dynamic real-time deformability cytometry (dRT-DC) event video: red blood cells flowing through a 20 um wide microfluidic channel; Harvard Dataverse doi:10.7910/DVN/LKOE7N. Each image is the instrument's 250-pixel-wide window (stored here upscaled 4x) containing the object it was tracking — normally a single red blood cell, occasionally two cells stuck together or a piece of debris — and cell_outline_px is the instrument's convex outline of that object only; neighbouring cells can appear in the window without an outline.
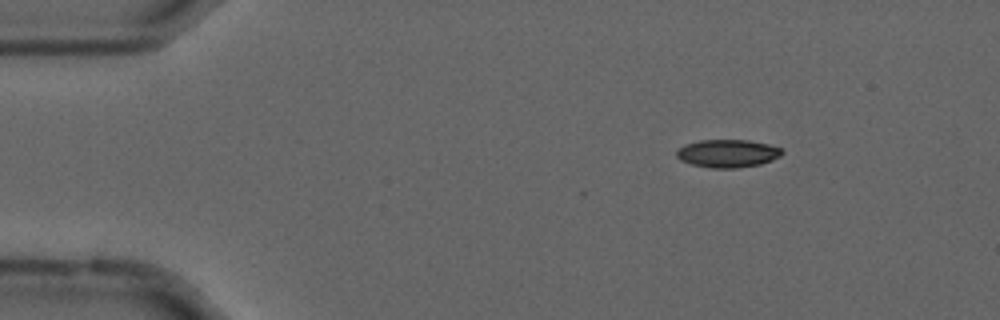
{"species": "common noctule bat (a hibernating species)", "species_latin": "Nyctalus noctula", "temperature_condition": "cold", "stored_images_in_passage": 48, "camera_frame_rate_fps": 3000, "um_per_image_px": 0.085, "animal": {"sex": "male", "forearm_length_mm": 52.5}, "frame": {"image": 1, "passage_image": 1, "time_ms": 0.0, "image_size_px": [1000, 320], "cell_outline_px": [[784, 152], [780, 156], [772, 160], [760, 164], [736, 168], [712, 168], [692, 164], [680, 160], [676, 156], [676, 152], [684, 144], [700, 140], [748, 140], [768, 144], [784, 148]], "centroid_in_image_um": [61.87, 13.03], "position_along_channel_um": 23.1, "area_um2": 17.22}}
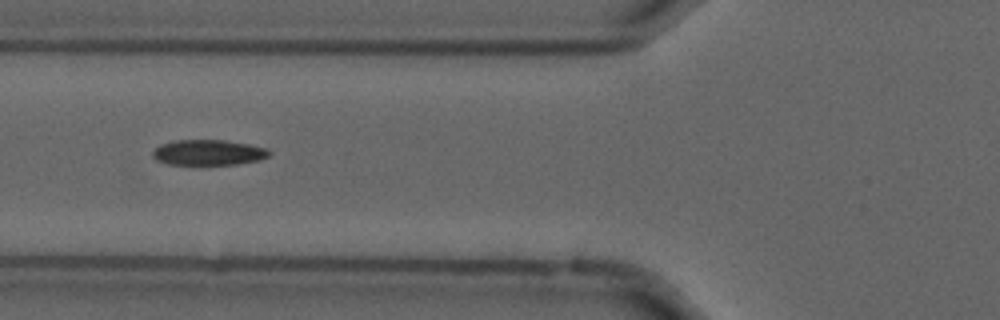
{"frame": {"image": 2, "passage_image": 14, "time_ms": 4.333, "image_size_px": [1000, 320], "cell_outline_px": [[272, 152], [268, 156], [260, 160], [236, 164], [168, 164], [156, 160], [152, 156], [152, 152], [160, 144], [176, 140], [224, 140], [248, 144], [268, 148]], "centroid_in_image_um": [17.72, 12.96], "position_along_channel_um": 108.1, "area_um2": 17.28}}
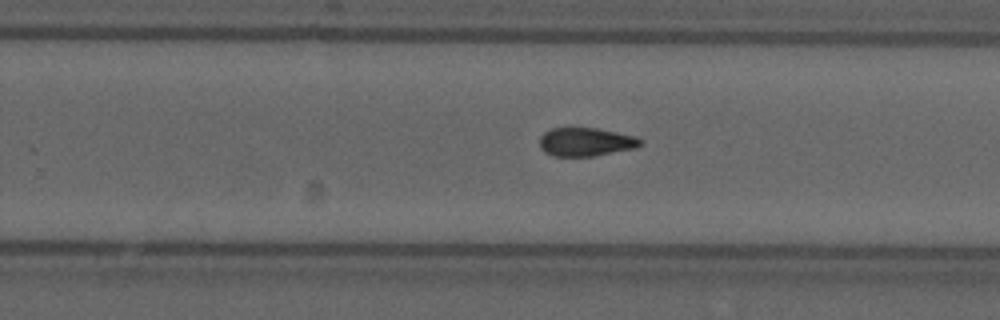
{"frame": {"image": 3, "passage_image": 28, "time_ms": 9.0, "image_size_px": [1000, 320], "cell_outline_px": [[644, 144], [636, 148], [592, 156], [552, 156], [544, 152], [540, 148], [540, 136], [544, 132], [552, 128], [596, 128], [636, 136], [644, 140]], "centroid_in_image_um": [49.81, 12.06], "position_along_channel_um": 280.0, "area_um2": 16.88}, "authors_computed_cell_mechanics": {"area_um2": 17.2533, "velocity_mm_per_s": 3.6881, "shape_relaxation_time_tau1_ms": null, "shape_relaxation_time_tau2_ms": 3.9933, "deformation_change_tau1": null, "deformation_change_tau2": 0.103}}